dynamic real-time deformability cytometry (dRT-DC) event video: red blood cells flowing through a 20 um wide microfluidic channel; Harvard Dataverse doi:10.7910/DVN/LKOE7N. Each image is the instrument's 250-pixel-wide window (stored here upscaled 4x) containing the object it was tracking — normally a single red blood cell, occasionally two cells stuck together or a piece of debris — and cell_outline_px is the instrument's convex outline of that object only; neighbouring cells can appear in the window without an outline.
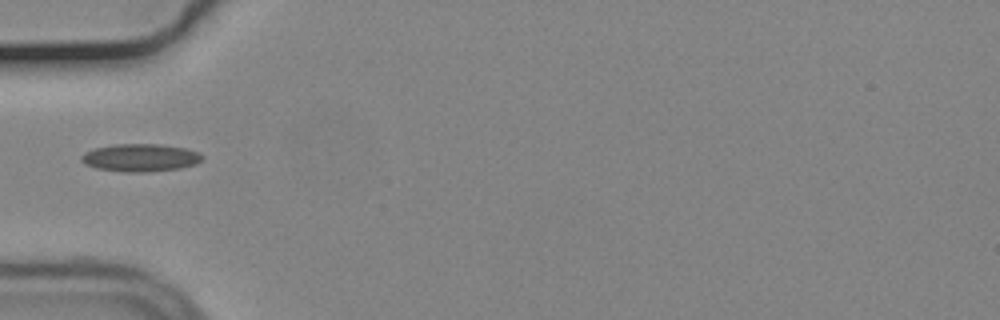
{"species": "common noctule bat (a hibernating species)", "species_latin": "Nyctalus noctula", "temperature_condition": "cold", "stored_images_in_passage": 38, "camera_frame_rate_fps": 3000, "um_per_image_px": 0.085, "animal": {"sex": "male", "body_mass_g": 19.2, "forearm_length_mm": 51.8}, "frame": {"image": 1, "passage_image": 1, "time_ms": 0.0, "image_size_px": [1000, 320], "cell_outline_px": [[204, 156], [196, 164], [180, 168], [144, 172], [124, 172], [96, 168], [84, 164], [80, 160], [80, 156], [84, 152], [96, 148], [112, 144], [160, 144], [188, 148], [200, 152]], "centroid_in_image_um": [11.93, 13.39], "position_along_channel_um": 73.1, "area_um2": 19.71}}
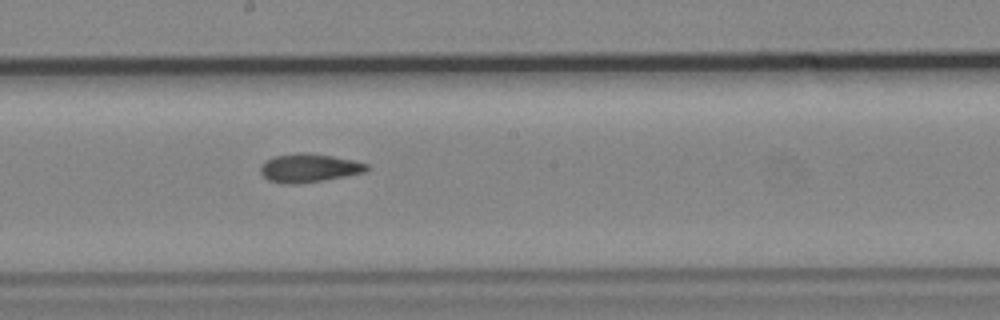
{"frame": {"image": 2, "passage_image": 13, "time_ms": 4.0, "image_size_px": [1000, 320], "cell_outline_px": [[368, 172], [324, 180], [296, 184], [284, 184], [268, 180], [260, 172], [260, 164], [264, 160], [272, 156], [300, 152], [308, 152], [332, 156], [352, 160], [368, 164]], "centroid_in_image_um": [26.23, 14.27], "position_along_channel_um": 222.0, "area_um2": 17.92}}
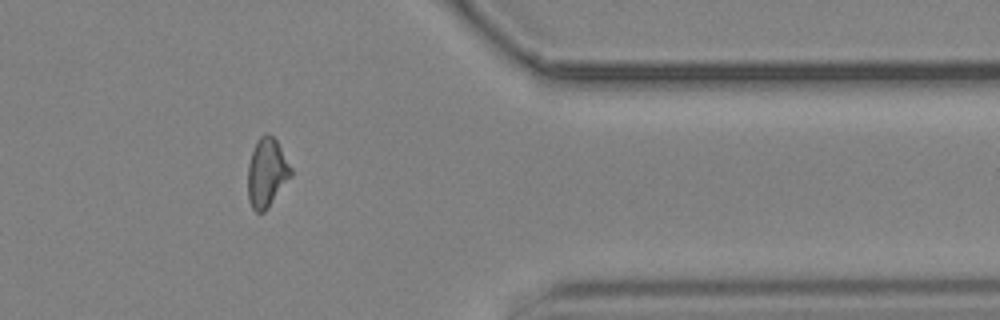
{"frame": {"image": 3, "passage_image": 28, "time_ms": 9.0, "image_size_px": [1000, 320], "cell_outline_px": [[292, 176], [268, 208], [264, 212], [256, 212], [252, 208], [248, 200], [248, 164], [252, 152], [260, 136], [264, 132], [272, 136], [276, 140], [292, 168]], "centroid_in_image_um": [22.68, 14.7], "position_along_channel_um": 388.7, "area_um2": 17.28}, "authors_computed_cell_mechanics": {"area_um2": 17.2822, "velocity_mm_per_s": 3.6977, "shape_relaxation_time_tau1_ms": null, "shape_relaxation_time_tau2_ms": 3.6405, "deformation_change_tau1": null, "deformation_change_tau2": 0.0954}}